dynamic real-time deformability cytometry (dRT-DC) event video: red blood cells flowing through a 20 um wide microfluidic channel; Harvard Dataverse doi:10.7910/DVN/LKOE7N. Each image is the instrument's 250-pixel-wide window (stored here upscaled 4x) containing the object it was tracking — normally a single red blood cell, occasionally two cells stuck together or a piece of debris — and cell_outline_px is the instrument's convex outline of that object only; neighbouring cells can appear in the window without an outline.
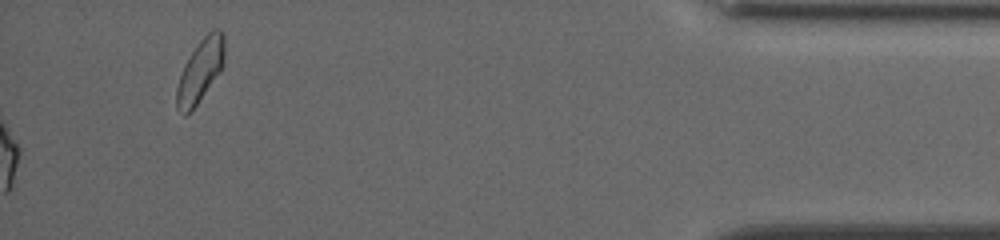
{"species": "common noctule bat (a hibernating species)", "species_latin": "Nyctalus noctula", "temperature_condition": "cold", "stored_images_in_passage": 39, "camera_frame_rate_fps": 3000, "um_per_image_px": 0.085, "animal": {"sex": "female", "body_mass_g": 19.5, "forearm_length_mm": 54.1}, "frame": {"image": 1, "passage_image": 39, "time_ms": 12.667, "image_size_px": [1000, 240], "cell_outline_px": [[224, 64], [196, 104], [184, 116], [176, 108], [176, 88], [184, 64], [200, 40], [212, 28], [220, 28], [224, 32]], "centroid_in_image_um": [17.02, 5.95], "position_along_channel_um": 418.2, "area_um2": 17.17}, "authors_computed_cell_mechanics": {"area_um2": 17.34, "velocity_mm_per_s": 3.825, "shape_relaxation_time_tau1_ms": null, "shape_relaxation_time_tau2_ms": 8.6445, "deformation_change_tau1": null, "deformation_change_tau2": 0.1729}}